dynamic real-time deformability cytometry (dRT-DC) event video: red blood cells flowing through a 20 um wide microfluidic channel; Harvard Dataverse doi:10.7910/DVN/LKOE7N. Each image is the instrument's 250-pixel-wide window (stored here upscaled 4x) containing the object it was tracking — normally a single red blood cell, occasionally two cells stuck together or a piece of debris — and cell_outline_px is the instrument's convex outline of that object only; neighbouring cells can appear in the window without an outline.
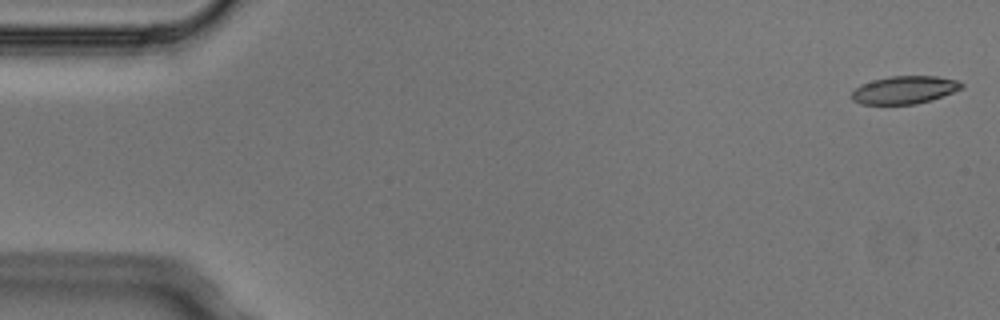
{"species": "Egyptian fruit bat (a non-hibernating species)", "species_latin": "Rousettus aegyptiacus", "temperature_condition": "cold", "stored_images_in_passage": 4, "camera_frame_rate_fps": 3000, "um_per_image_px": 0.085, "animal": {"sex": "male"}, "frame": {"image": 1, "passage_image": 1, "time_ms": 0.0, "image_size_px": [1000, 320], "cell_outline_px": [[964, 88], [932, 100], [916, 104], [860, 104], [852, 100], [852, 92], [860, 84], [872, 80], [892, 76], [936, 76], [956, 80], [964, 84]], "centroid_in_image_um": [76.89, 7.64], "position_along_channel_um": 8.1, "area_um2": 17.86}}